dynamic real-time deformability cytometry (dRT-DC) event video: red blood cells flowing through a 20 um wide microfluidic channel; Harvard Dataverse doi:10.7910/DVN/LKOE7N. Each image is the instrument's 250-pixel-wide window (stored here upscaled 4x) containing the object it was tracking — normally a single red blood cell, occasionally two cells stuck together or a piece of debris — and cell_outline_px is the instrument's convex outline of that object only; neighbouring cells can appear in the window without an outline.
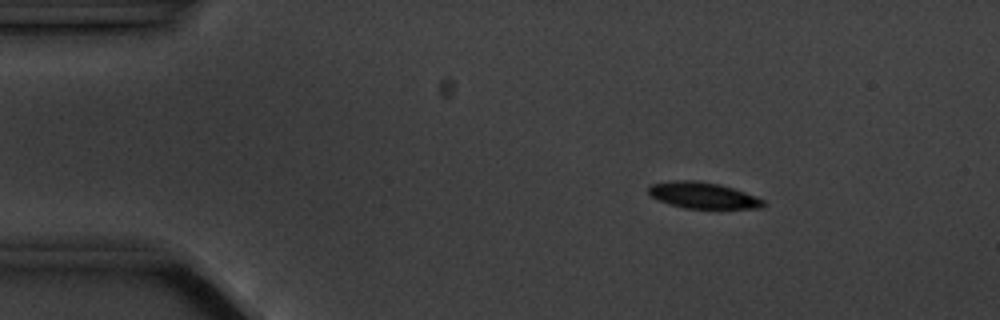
{"species": "common noctule bat (a hibernating species)", "species_latin": "Nyctalus noctula", "temperature_condition": "cold", "stored_images_in_passage": 4, "segment_of_instrument_passage": [1, 2], "camera_frame_rate_fps": 3000, "um_per_image_px": 0.085, "animal": {"sex": "male", "body_mass_g": 20.1, "forearm_length_mm": 53.5}, "frame": {"image": 1, "passage_image": 1, "time_ms": 0.0, "image_size_px": [1000, 320], "cell_outline_px": [[764, 204], [760, 208], [684, 208], [660, 200], [652, 196], [648, 192], [648, 188], [652, 184], [676, 180], [696, 180], [720, 184], [744, 192], [764, 200]], "centroid_in_image_um": [59.75, 16.59], "position_along_channel_um": 25.3, "area_um2": 17.17}}